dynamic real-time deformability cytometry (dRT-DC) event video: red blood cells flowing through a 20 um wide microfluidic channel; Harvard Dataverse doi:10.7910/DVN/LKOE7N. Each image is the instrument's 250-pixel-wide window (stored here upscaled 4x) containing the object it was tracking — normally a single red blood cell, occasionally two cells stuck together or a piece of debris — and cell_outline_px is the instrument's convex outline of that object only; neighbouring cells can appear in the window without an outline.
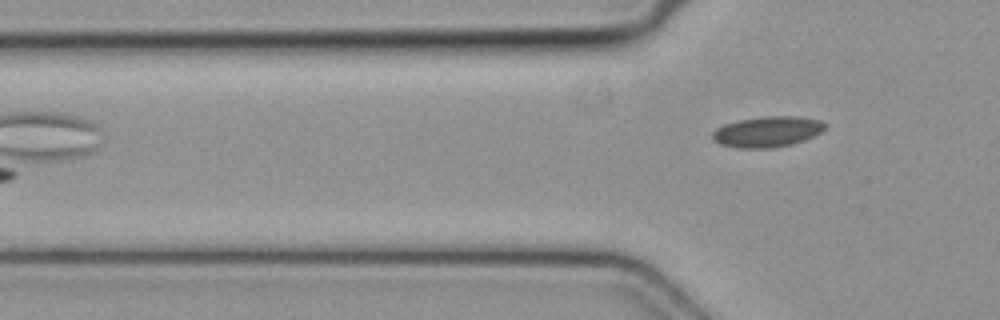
{"species": "common noctule bat (a hibernating species)", "species_latin": "Nyctalus noctula", "temperature_condition": "cold", "stored_images_in_passage": 6, "camera_frame_rate_fps": 3000, "um_per_image_px": 0.085, "animal": {"sex": "female", "body_mass_g": 19.3, "forearm_length_mm": 54.1}, "frame": {"image": 1, "passage_image": 6, "time_ms": 1.667, "image_size_px": [1000, 320], "cell_outline_px": [[828, 124], [820, 132], [804, 140], [792, 144], [772, 148], [736, 148], [720, 144], [712, 140], [712, 132], [716, 128], [724, 124], [740, 120], [764, 116], [796, 116], [820, 120]], "centroid_in_image_um": [65.2, 11.2], "position_along_channel_um": 60.6, "area_um2": 20.17}}